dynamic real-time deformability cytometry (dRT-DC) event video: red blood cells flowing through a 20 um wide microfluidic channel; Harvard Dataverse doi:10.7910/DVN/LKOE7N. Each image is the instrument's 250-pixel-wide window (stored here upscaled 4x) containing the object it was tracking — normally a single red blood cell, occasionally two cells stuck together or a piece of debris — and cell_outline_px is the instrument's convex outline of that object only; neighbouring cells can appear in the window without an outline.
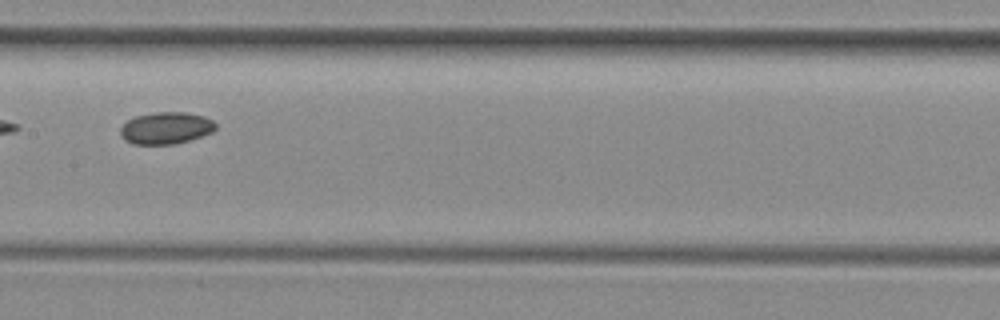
{"species": "common noctule bat (a hibernating species)", "species_latin": "Nyctalus noctula", "temperature_condition": "room temperature", "stored_images_in_passage": 36, "camera_frame_rate_fps": 3000, "um_per_image_px": 0.085, "animal": {"sex": "female", "body_mass_g": 29.2, "forearm_length_mm": 56.3}, "frame": {"image": 1, "passage_image": 11, "time_ms": 3.333, "image_size_px": [1000, 320], "cell_outline_px": [[216, 128], [212, 132], [188, 140], [172, 144], [132, 144], [124, 140], [120, 132], [120, 128], [128, 120], [136, 116], [156, 112], [184, 112], [204, 116], [212, 120], [216, 124]], "centroid_in_image_um": [14.09, 10.88], "position_along_channel_um": 193.3, "area_um2": 17.57}}